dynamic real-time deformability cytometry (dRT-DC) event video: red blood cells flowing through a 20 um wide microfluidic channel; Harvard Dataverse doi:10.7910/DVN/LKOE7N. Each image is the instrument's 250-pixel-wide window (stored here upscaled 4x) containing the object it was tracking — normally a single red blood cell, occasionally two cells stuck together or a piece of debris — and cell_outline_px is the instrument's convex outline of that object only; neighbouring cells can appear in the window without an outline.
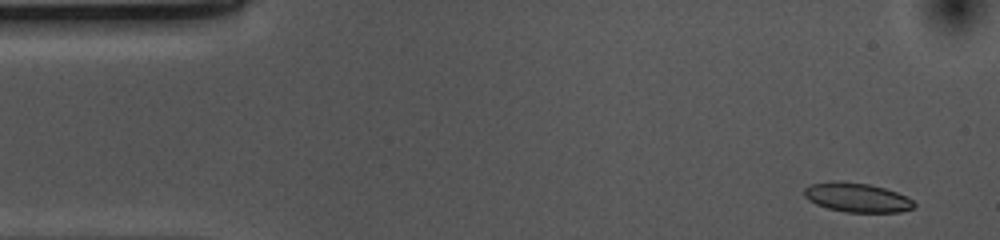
{"species": "common noctule bat (a hibernating species)", "species_latin": "Nyctalus noctula", "temperature_condition": "cold", "stored_images_in_passage": 51, "camera_frame_rate_fps": 3000, "um_per_image_px": 0.085, "animal": {"sex": "female", "body_mass_g": 10.0, "forearm_length_mm": 53.1}, "frame": {"image": 1, "passage_image": 2, "time_ms": 0.333, "image_size_px": [1000, 240], "cell_outline_px": [[916, 204], [912, 208], [900, 212], [848, 212], [828, 208], [816, 204], [808, 200], [804, 196], [804, 188], [812, 184], [840, 180], [868, 184], [884, 188], [896, 192], [912, 200]], "centroid_in_image_um": [72.82, 16.78], "position_along_channel_um": 12.2, "area_um2": 18.55}}
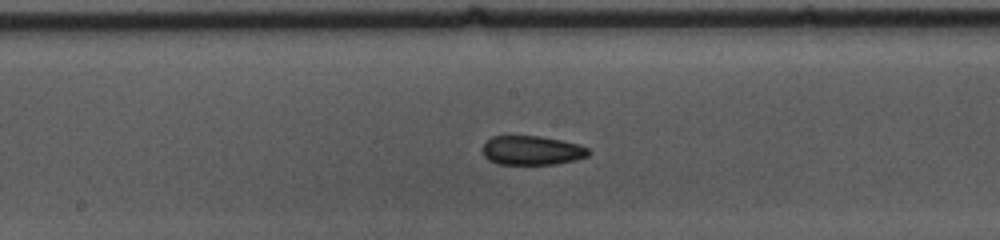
{"frame": {"image": 2, "passage_image": 25, "time_ms": 8.0, "image_size_px": [1000, 240], "cell_outline_px": [[592, 152], [588, 156], [576, 160], [556, 164], [500, 164], [488, 160], [484, 156], [484, 144], [492, 136], [540, 136], [580, 144], [588, 148]], "centroid_in_image_um": [45.26, 12.79], "position_along_channel_um": 202.9, "area_um2": 18.03}}
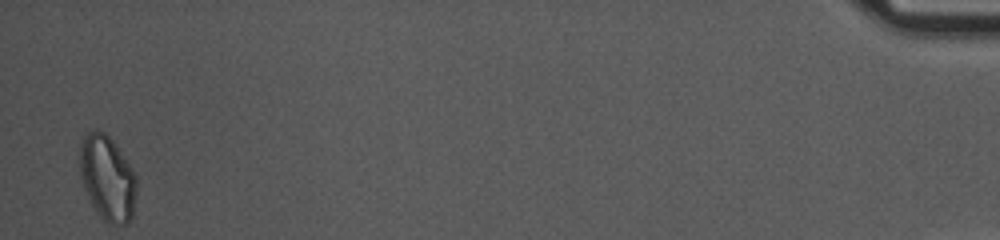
{"frame": {"image": 3, "passage_image": 51, "time_ms": 16.667, "image_size_px": [1000, 240], "cell_outline_px": [[136, 196], [132, 216], [128, 224], [108, 224], [100, 216], [92, 204], [84, 188], [80, 176], [80, 144], [84, 136], [88, 132], [96, 128], [104, 132], [116, 144], [132, 168], [136, 176]], "centroid_in_image_um": [9.13, 15.12], "position_along_channel_um": 426.1, "area_um2": 28.21}, "authors_computed_cell_mechanics": {"area_um2": 19.1318, "velocity_mm_per_s": 3.6883, "shape_relaxation_time_tau1_ms": null, "shape_relaxation_time_tau2_ms": 3.9068, "deformation_change_tau1": null, "deformation_change_tau2": 0.1024}}